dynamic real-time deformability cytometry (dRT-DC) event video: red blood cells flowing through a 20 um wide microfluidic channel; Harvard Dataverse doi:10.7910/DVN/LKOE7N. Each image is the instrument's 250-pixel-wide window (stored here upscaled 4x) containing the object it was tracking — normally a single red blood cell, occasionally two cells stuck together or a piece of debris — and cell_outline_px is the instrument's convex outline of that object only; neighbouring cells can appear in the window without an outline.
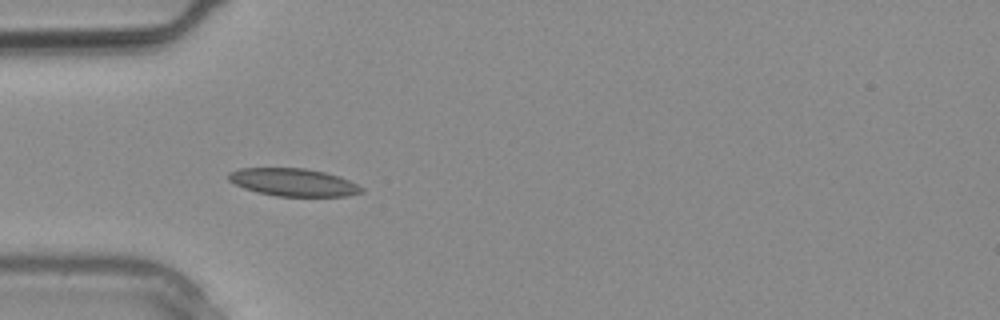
{"species": "common noctule bat (a hibernating species)", "species_latin": "Nyctalus noctula", "temperature_condition": "warm", "stored_images_in_passage": 2, "camera_frame_rate_fps": 3000, "um_per_image_px": 0.085, "animal": {"sex": "male", "body_mass_g": 20.4}, "frame": {"image": 1, "passage_image": 2, "time_ms": 0.333, "image_size_px": [1000, 320], "cell_outline_px": [[364, 192], [348, 196], [276, 196], [256, 192], [244, 188], [228, 180], [228, 172], [240, 168], [304, 168], [324, 172], [340, 176], [364, 188]], "centroid_in_image_um": [24.94, 15.49], "position_along_channel_um": 60.1, "area_um2": 21.5}}